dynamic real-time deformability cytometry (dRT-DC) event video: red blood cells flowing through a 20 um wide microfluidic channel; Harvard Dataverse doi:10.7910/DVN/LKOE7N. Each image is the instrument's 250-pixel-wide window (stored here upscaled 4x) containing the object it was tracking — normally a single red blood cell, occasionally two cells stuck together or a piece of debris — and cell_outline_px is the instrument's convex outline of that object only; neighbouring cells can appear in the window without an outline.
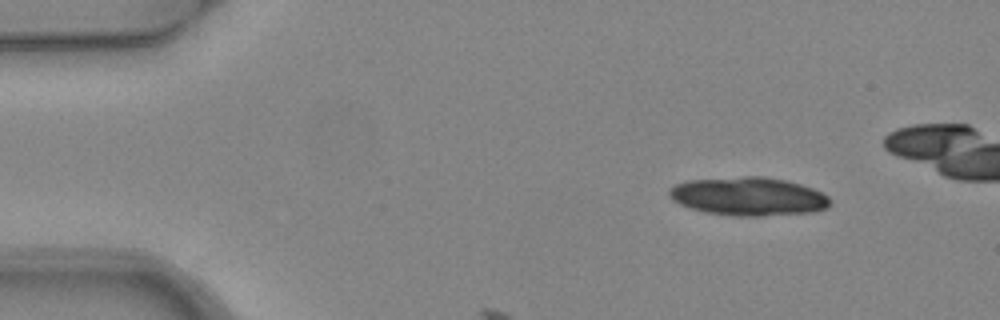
{"species": "common noctule bat (a hibernating species)", "species_latin": "Nyctalus noctula", "temperature_condition": "warm", "stored_images_in_passage": 3, "camera_frame_rate_fps": 3000, "um_per_image_px": 0.085, "animal": {"sex": "female", "body_mass_g": 24.6, "forearm_length_mm": 56.2}, "frame": {"image": 1, "passage_image": 1, "time_ms": 0.0, "image_size_px": [1000, 320], "cell_outline_px": [[832, 204], [828, 208], [812, 212], [764, 216], [732, 216], [704, 212], [680, 204], [672, 200], [668, 196], [668, 188], [676, 184], [688, 180], [744, 176], [764, 176], [788, 180], [812, 188], [828, 196], [832, 200]], "centroid_in_image_um": [63.63, 16.69], "position_along_channel_um": 21.4, "area_um2": 36.47}}